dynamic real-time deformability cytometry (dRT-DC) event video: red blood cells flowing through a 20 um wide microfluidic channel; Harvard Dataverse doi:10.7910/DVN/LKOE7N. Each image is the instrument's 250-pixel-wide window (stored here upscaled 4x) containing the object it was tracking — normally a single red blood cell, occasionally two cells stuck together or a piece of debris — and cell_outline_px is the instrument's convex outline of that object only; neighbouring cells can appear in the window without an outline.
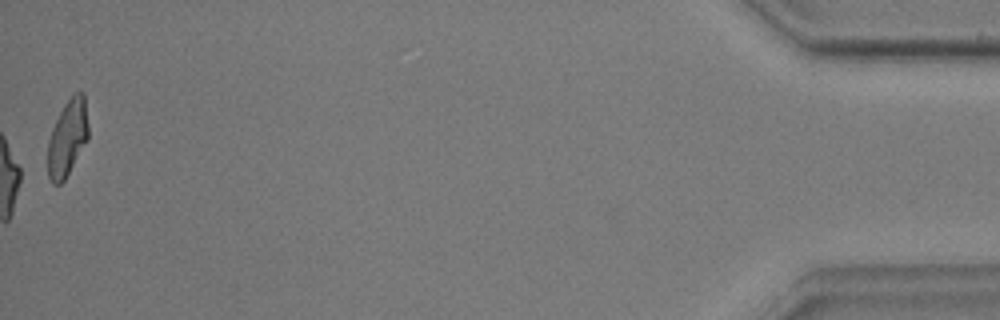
{"species": "common noctule bat (a hibernating species)", "species_latin": "Nyctalus noctula", "temperature_condition": "warm", "stored_images_in_passage": 56, "camera_frame_rate_fps": 3000, "um_per_image_px": 0.085, "animal": {"sex": "male", "body_mass_g": 17.9, "forearm_length_mm": 54.2}, "frame": {"image": 1, "passage_image": 56, "time_ms": 18.333, "image_size_px": [1000, 320], "cell_outline_px": [[88, 140], [64, 180], [60, 184], [52, 184], [48, 176], [48, 140], [52, 128], [64, 104], [76, 92], [84, 92], [88, 124]], "centroid_in_image_um": [5.74, 11.73], "position_along_channel_um": 429.5, "area_um2": 17.98}, "authors_computed_cell_mechanics": {"area_um2": 18.8139, "velocity_mm_per_s": 3.7298, "shape_relaxation_time_tau1_ms": 5.2467, "shape_relaxation_time_tau2_ms": 1.6393, "deformation_change_tau1": 0.168, "deformation_change_tau2": 0.0846}}